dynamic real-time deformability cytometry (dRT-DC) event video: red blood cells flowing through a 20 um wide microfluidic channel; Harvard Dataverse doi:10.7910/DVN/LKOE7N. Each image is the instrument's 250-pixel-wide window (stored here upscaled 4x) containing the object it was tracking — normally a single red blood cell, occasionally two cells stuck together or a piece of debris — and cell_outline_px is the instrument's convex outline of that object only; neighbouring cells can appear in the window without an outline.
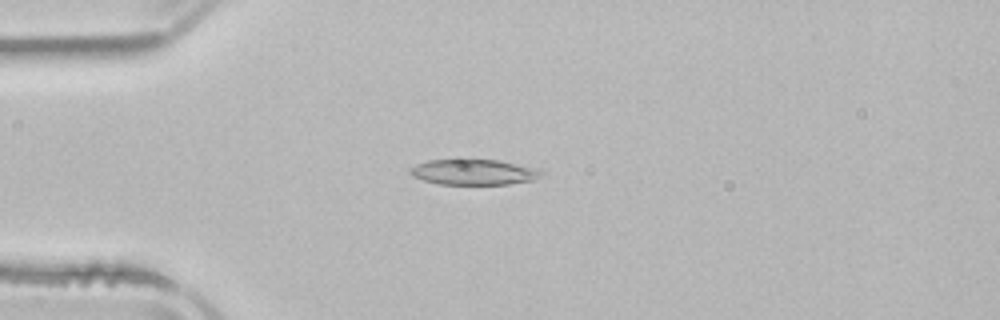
{"species": "common noctule bat (a hibernating species)", "species_latin": "Nyctalus noctula", "temperature_condition": "room temperature", "stored_images_in_passage": 4, "camera_frame_rate_fps": 3000, "um_per_image_px": 0.085, "animal": {"sex": "male", "body_mass_g": 21.5, "forearm_length_mm": 52.0}, "frame": {"image": 1, "passage_image": 3, "time_ms": 4.0, "image_size_px": [1000, 320], "cell_outline_px": [[544, 172], [540, 176], [532, 180], [508, 184], [436, 184], [412, 176], [408, 172], [408, 168], [416, 164], [428, 160], [464, 156], [468, 156], [496, 160], [536, 168]], "centroid_in_image_um": [40.16, 14.57], "position_along_channel_um": 44.8, "area_um2": 20.4}}
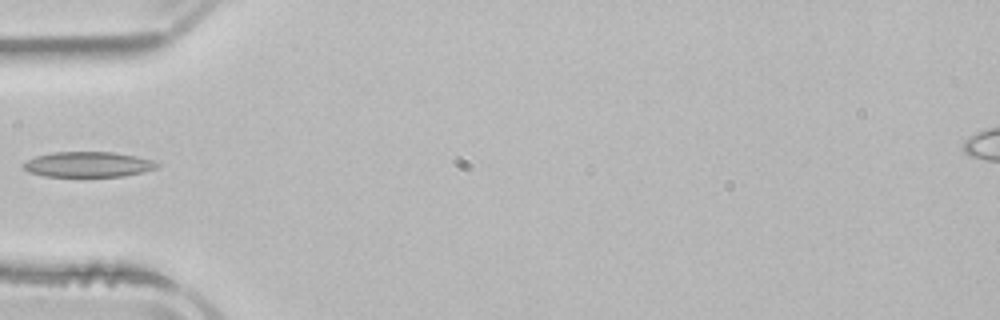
{"frame": {"image": 2, "passage_image": 4, "time_ms": 5.333, "image_size_px": [1000, 320], "cell_outline_px": [[160, 164], [156, 168], [144, 172], [124, 176], [44, 176], [28, 172], [24, 168], [24, 164], [28, 160], [36, 156], [52, 152], [112, 152], [136, 156], [152, 160]], "centroid_in_image_um": [7.51, 13.97], "position_along_channel_um": 77.5, "area_um2": 19.59}}